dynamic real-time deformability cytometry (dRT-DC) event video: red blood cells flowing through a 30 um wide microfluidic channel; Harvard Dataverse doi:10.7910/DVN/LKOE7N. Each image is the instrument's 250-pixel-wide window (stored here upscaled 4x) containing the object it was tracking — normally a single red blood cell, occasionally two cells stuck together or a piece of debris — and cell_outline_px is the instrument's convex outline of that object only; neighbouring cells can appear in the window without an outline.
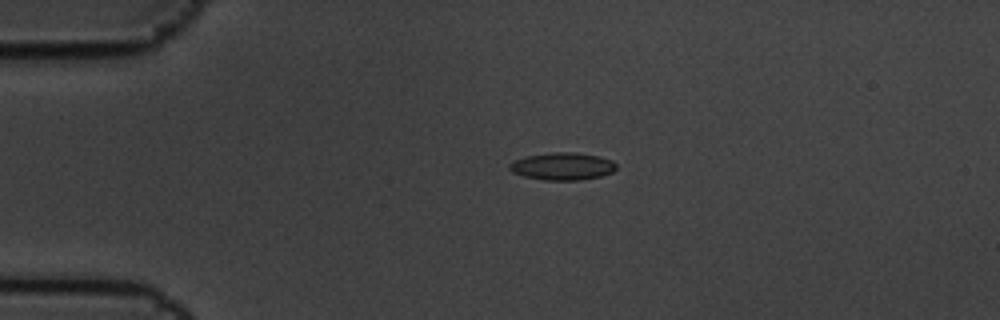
{"species": "common noctule bat (a hibernating species)", "species_latin": "Nyctalus noctula", "temperature_condition": "cold", "stored_images_in_passage": 2, "camera_frame_rate_fps": 3000, "um_per_image_px": 0.085, "animal": {"sex": "male", "body_mass_g": 19.5, "forearm_length_mm": 54.6}, "frame": {"image": 1, "passage_image": 1, "time_ms": 0.0, "image_size_px": [1000, 320], "cell_outline_px": [[616, 168], [612, 172], [600, 176], [580, 180], [544, 180], [524, 176], [512, 172], [508, 168], [508, 164], [524, 156], [552, 152], [576, 152], [600, 156], [612, 160], [616, 164]], "centroid_in_image_um": [47.8, 14.12], "position_along_channel_um": 37.2, "area_um2": 17.17}}